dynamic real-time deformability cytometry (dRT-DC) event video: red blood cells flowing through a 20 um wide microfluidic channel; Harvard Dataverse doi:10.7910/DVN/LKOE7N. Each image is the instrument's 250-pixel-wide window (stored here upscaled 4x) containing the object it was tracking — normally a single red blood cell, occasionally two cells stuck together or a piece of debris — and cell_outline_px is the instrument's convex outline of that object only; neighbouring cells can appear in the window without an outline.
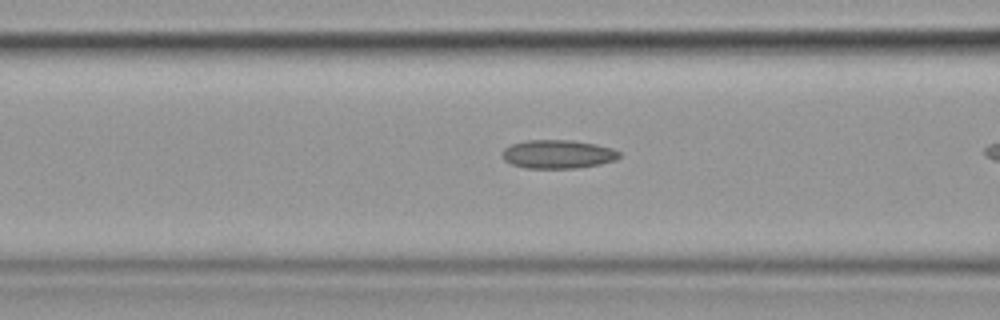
{"species": "common noctule bat (a hibernating species)", "species_latin": "Nyctalus noctula", "temperature_condition": "cold", "stored_images_in_passage": 18, "camera_frame_rate_fps": 3000, "um_per_image_px": 0.085, "animal": {"sex": "female", "body_mass_g": 19.9}, "frame": {"image": 1, "passage_image": 6, "time_ms": 1.667, "image_size_px": [1000, 320], "cell_outline_px": [[620, 156], [616, 160], [576, 168], [524, 168], [512, 164], [504, 160], [504, 148], [512, 144], [528, 140], [572, 140], [596, 144], [612, 148], [620, 152]], "centroid_in_image_um": [47.43, 13.1], "position_along_channel_um": 119.2, "area_um2": 19.31}}
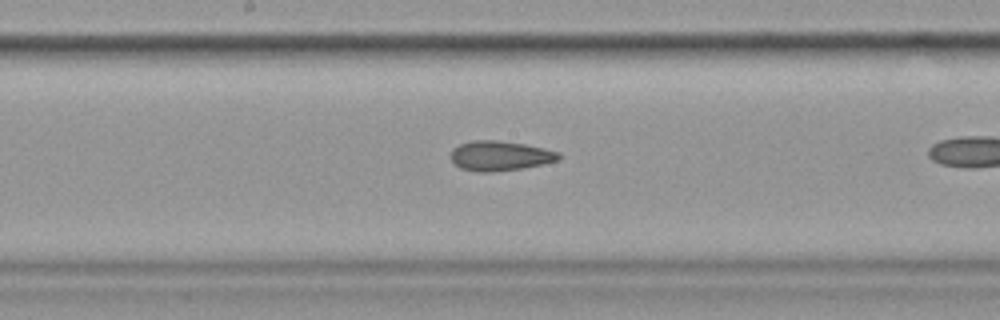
{"frame": {"image": 2, "passage_image": 13, "time_ms": 4.0, "image_size_px": [1000, 320], "cell_outline_px": [[560, 160], [520, 168], [492, 172], [480, 172], [460, 168], [452, 160], [452, 148], [460, 144], [472, 140], [500, 140], [524, 144], [544, 148], [560, 152]], "centroid_in_image_um": [42.5, 13.23], "position_along_channel_um": 205.7, "area_um2": 18.61}}
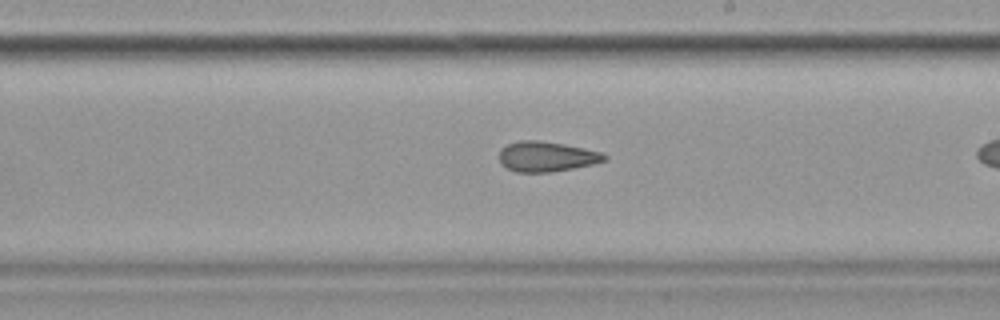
{"frame": {"image": 3, "passage_image": 16, "time_ms": 5.0, "image_size_px": [1000, 320], "cell_outline_px": [[608, 160], [592, 164], [552, 172], [516, 172], [500, 164], [500, 148], [508, 144], [520, 140], [536, 140], [564, 144], [584, 148], [600, 152], [608, 156]], "centroid_in_image_um": [46.45, 13.31], "position_along_channel_um": 242.5, "area_um2": 18.44}}